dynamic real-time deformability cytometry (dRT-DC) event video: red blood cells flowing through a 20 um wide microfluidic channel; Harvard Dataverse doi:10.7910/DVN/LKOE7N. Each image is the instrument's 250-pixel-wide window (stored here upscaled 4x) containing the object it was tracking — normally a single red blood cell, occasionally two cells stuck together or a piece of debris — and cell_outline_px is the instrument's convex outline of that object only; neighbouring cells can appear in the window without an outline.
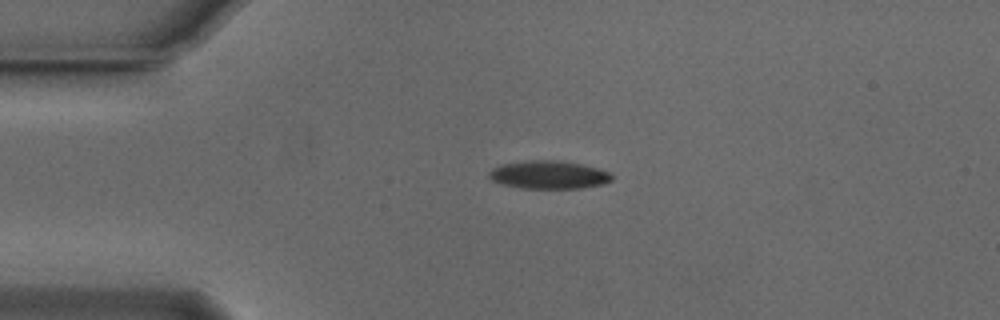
{"species": "Egyptian fruit bat (a non-hibernating species)", "species_latin": "Rousettus aegyptiacus", "temperature_condition": "cold", "stored_images_in_passage": 43, "camera_frame_rate_fps": 3000, "um_per_image_px": 0.085, "animal": {"sex": "male"}, "frame": {"image": 1, "passage_image": 1, "time_ms": 0.0, "image_size_px": [1000, 320], "cell_outline_px": [[612, 180], [604, 184], [580, 188], [520, 188], [504, 184], [492, 180], [488, 176], [488, 172], [492, 168], [500, 164], [532, 160], [556, 160], [580, 164], [596, 168], [608, 172], [612, 176]], "centroid_in_image_um": [46.61, 14.86], "position_along_channel_um": 38.4, "area_um2": 19.94}}
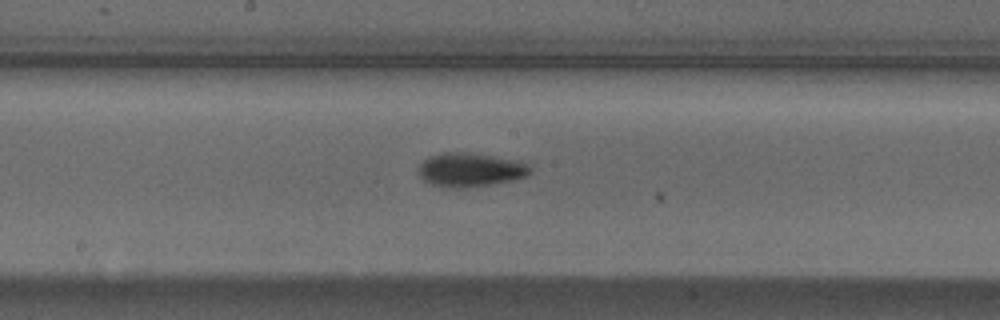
{"frame": {"image": 2, "passage_image": 17, "time_ms": 5.333, "image_size_px": [1000, 320], "cell_outline_px": [[532, 172], [528, 176], [512, 180], [492, 184], [464, 188], [444, 188], [432, 184], [424, 180], [420, 176], [420, 164], [424, 160], [432, 156], [444, 152], [464, 152], [520, 160], [532, 164]], "centroid_in_image_um": [40.06, 14.44], "position_along_channel_um": 208.1, "area_um2": 22.2}}
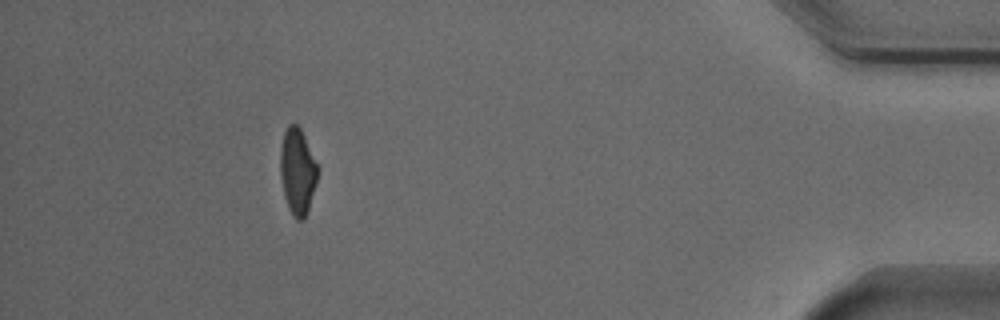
{"frame": {"image": 3, "passage_image": 38, "time_ms": 12.333, "image_size_px": [1000, 320], "cell_outline_px": [[320, 168], [308, 208], [304, 220], [296, 220], [288, 208], [284, 196], [280, 176], [280, 148], [284, 132], [288, 124], [296, 124], [300, 128]], "centroid_in_image_um": [25.28, 14.55], "position_along_channel_um": 409.9, "area_um2": 18.84}, "authors_computed_cell_mechanics": {"area_um2": 20.23, "velocity_mm_per_s": 3.7485, "shape_relaxation_time_tau1_ms": 3.569, "shape_relaxation_time_tau2_ms": null, "deformation_change_tau1": 0.1209, "deformation_change_tau2": null}}